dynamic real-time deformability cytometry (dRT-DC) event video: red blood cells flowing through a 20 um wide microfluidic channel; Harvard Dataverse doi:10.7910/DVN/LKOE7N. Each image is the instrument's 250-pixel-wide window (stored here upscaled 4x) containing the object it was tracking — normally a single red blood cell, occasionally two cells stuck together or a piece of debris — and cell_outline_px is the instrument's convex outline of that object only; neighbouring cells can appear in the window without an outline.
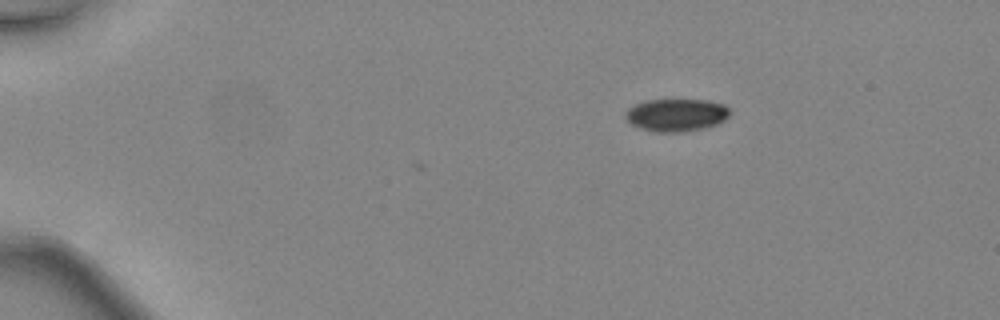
{"species": "common noctule bat (a hibernating species)", "species_latin": "Nyctalus noctula", "temperature_condition": "warm", "stored_images_in_passage": 3, "camera_frame_rate_fps": 3000, "um_per_image_px": 0.085, "animal": {"sex": "female", "body_mass_g": 24.6, "forearm_length_mm": 56.2}, "frame": {"image": 1, "passage_image": 1, "time_ms": 0.0, "image_size_px": [1000, 320], "cell_outline_px": [[728, 116], [724, 120], [716, 124], [704, 128], [684, 132], [656, 132], [640, 128], [632, 124], [624, 116], [624, 112], [628, 108], [636, 104], [648, 100], [708, 100], [724, 104], [728, 108]], "centroid_in_image_um": [57.47, 9.78], "position_along_channel_um": 27.5, "area_um2": 19.77}}